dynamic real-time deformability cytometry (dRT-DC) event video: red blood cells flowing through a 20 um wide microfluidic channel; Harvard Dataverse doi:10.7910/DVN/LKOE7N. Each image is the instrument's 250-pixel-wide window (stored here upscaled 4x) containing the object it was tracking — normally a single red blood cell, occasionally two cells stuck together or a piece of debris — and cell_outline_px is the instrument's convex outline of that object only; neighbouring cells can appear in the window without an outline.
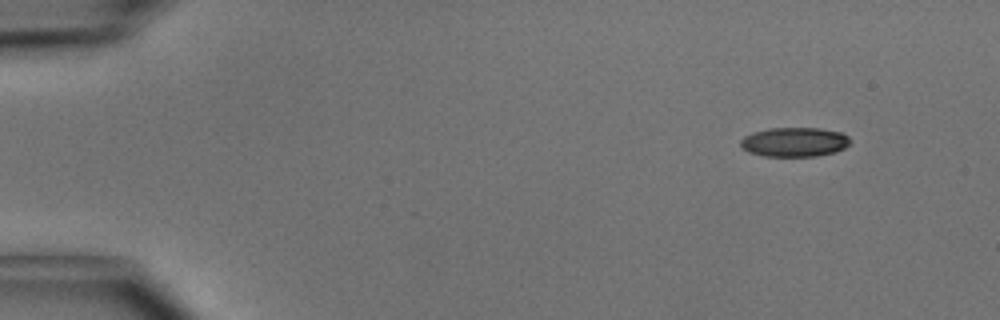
{"species": "common noctule bat (a hibernating species)", "species_latin": "Nyctalus noctula", "temperature_condition": "cold", "stored_images_in_passage": 45, "camera_frame_rate_fps": 3000, "um_per_image_px": 0.085, "animal": {"sex": "male", "body_mass_g": 15.6}, "frame": {"image": 1, "passage_image": 1, "time_ms": 0.0, "image_size_px": [1000, 320], "cell_outline_px": [[852, 140], [844, 148], [836, 152], [816, 156], [764, 156], [748, 152], [740, 144], [740, 140], [744, 136], [752, 132], [768, 128], [820, 128], [840, 132], [848, 136]], "centroid_in_image_um": [67.53, 12.07], "position_along_channel_um": 17.5, "area_um2": 18.84}}
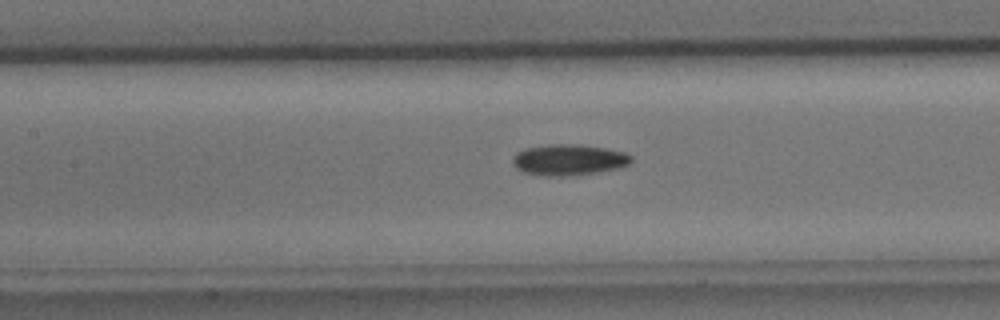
{"frame": {"image": 2, "passage_image": 19, "time_ms": 6.0, "image_size_px": [1000, 320], "cell_outline_px": [[632, 160], [628, 164], [620, 168], [596, 172], [568, 176], [544, 176], [524, 172], [516, 168], [512, 164], [512, 156], [516, 152], [524, 148], [548, 144], [576, 144], [604, 148], [624, 152], [632, 156]], "centroid_in_image_um": [48.3, 13.58], "position_along_channel_um": 159.1, "area_um2": 21.56}}
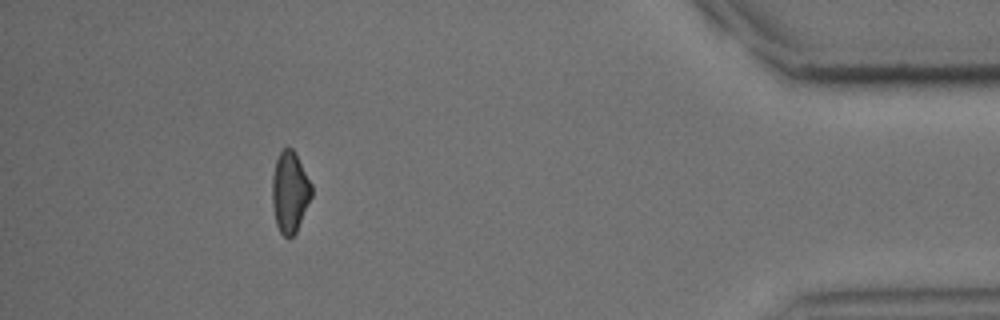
{"frame": {"image": 3, "passage_image": 41, "time_ms": 13.333, "image_size_px": [1000, 320], "cell_outline_px": [[312, 196], [296, 232], [288, 240], [280, 232], [276, 224], [272, 204], [272, 176], [276, 160], [280, 152], [284, 148], [292, 148], [312, 184]], "centroid_in_image_um": [24.63, 16.35], "position_along_channel_um": 410.6, "area_um2": 18.55}, "authors_computed_cell_mechanics": {"area_um2": 19.652, "velocity_mm_per_s": 4.1065, "shape_relaxation_time_tau1_ms": 4.6966, "shape_relaxation_time_tau2_ms": null, "deformation_change_tau1": 0.1112, "deformation_change_tau2": null}}